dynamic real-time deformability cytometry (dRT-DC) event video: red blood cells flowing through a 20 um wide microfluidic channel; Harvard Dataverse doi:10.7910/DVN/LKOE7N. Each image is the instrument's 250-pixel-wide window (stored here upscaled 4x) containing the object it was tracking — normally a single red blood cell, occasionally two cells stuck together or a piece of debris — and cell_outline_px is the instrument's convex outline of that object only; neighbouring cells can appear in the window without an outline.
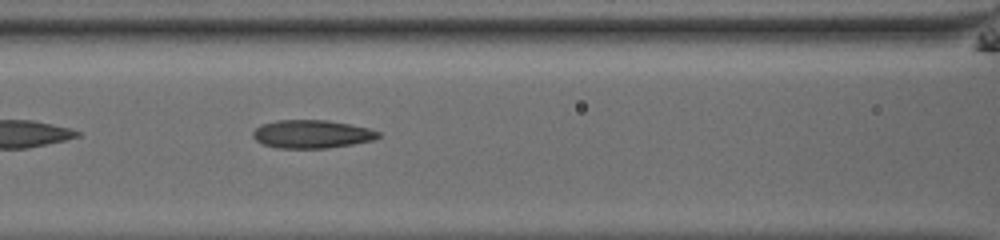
{"species": "common noctule bat (a hibernating species)", "species_latin": "Nyctalus noctula", "temperature_condition": "room temperature", "stored_images_in_passage": 21, "camera_frame_rate_fps": 3000, "um_per_image_px": 0.085, "animal": {"sex": "male", "body_mass_g": 13.0, "forearm_length_mm": 53.1}, "frame": {"image": 1, "passage_image": 12, "time_ms": 3.667, "image_size_px": [1000, 240], "cell_outline_px": [[380, 136], [372, 140], [352, 144], [328, 148], [276, 148], [260, 144], [252, 136], [252, 132], [260, 124], [276, 120], [328, 120], [368, 128], [380, 132]], "centroid_in_image_um": [26.44, 11.4], "position_along_channel_um": 140.2, "area_um2": 20.69}}
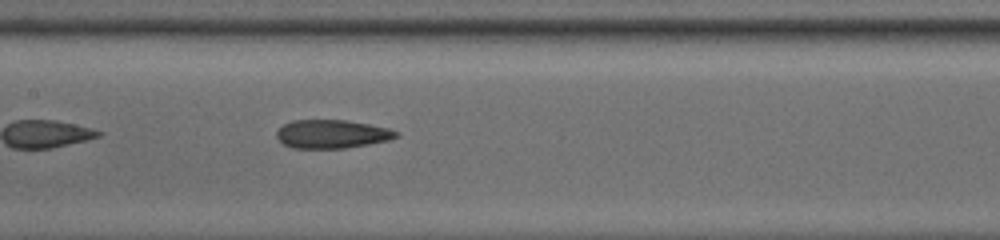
{"frame": {"image": 2, "passage_image": 15, "time_ms": 4.667, "image_size_px": [1000, 240], "cell_outline_px": [[400, 136], [388, 140], [368, 144], [344, 148], [292, 148], [284, 144], [276, 136], [276, 132], [284, 124], [292, 120], [344, 120], [368, 124], [388, 128], [400, 132]], "centroid_in_image_um": [28.22, 11.39], "position_along_channel_um": 179.2, "area_um2": 19.77}}